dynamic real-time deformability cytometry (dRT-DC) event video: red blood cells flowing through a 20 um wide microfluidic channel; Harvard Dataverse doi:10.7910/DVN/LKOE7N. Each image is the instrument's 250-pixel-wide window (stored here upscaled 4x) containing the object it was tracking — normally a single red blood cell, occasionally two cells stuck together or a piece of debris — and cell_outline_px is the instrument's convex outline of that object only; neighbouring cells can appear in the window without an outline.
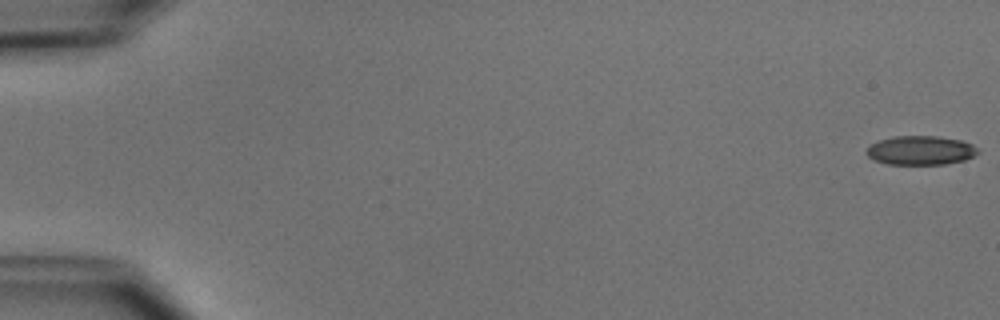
{"species": "common noctule bat (a hibernating species)", "species_latin": "Nyctalus noctula", "temperature_condition": "cold", "stored_images_in_passage": 52, "camera_frame_rate_fps": 3000, "um_per_image_px": 0.085, "animal": {"sex": "male", "body_mass_g": 15.6}, "frame": {"image": 1, "passage_image": 1, "time_ms": 0.0, "image_size_px": [1000, 320], "cell_outline_px": [[980, 152], [964, 160], [944, 164], [888, 164], [872, 160], [868, 156], [868, 144], [892, 136], [936, 136], [960, 140], [972, 144]], "centroid_in_image_um": [78.22, 12.78], "position_along_channel_um": 6.8, "area_um2": 18.79}}
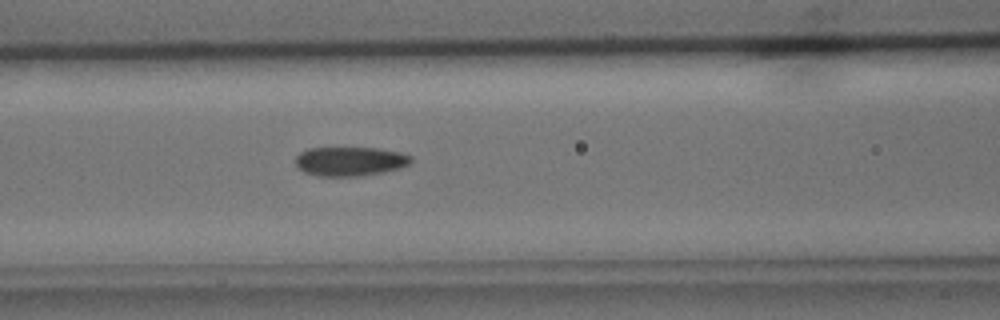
{"frame": {"image": 2, "passage_image": 23, "time_ms": 7.333, "image_size_px": [1000, 320], "cell_outline_px": [[412, 160], [408, 164], [400, 168], [384, 172], [360, 176], [320, 176], [304, 172], [296, 164], [296, 156], [300, 152], [308, 148], [376, 148], [400, 152], [412, 156]], "centroid_in_image_um": [29.76, 13.71], "position_along_channel_um": 136.8, "area_um2": 19.59}}
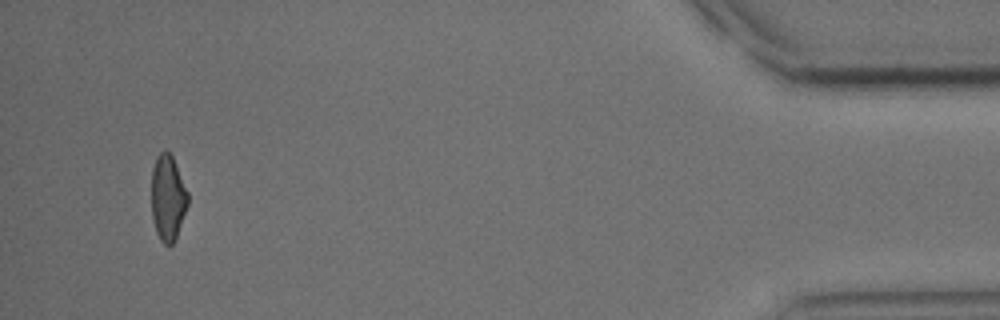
{"frame": {"image": 3, "passage_image": 50, "time_ms": 16.333, "image_size_px": [1000, 320], "cell_outline_px": [[188, 204], [176, 236], [172, 244], [164, 244], [160, 240], [156, 232], [152, 216], [152, 168], [156, 156], [164, 148], [172, 156], [188, 192]], "centroid_in_image_um": [14.25, 16.78], "position_along_channel_um": 420.9, "area_um2": 18.03}, "authors_computed_cell_mechanics": {"area_um2": 19.5653, "velocity_mm_per_s": 3.9287, "shape_relaxation_time_tau1_ms": 4.0868, "shape_relaxation_time_tau2_ms": 3.5982, "deformation_change_tau1": 0.1027, "deformation_change_tau2": 0.1016}}